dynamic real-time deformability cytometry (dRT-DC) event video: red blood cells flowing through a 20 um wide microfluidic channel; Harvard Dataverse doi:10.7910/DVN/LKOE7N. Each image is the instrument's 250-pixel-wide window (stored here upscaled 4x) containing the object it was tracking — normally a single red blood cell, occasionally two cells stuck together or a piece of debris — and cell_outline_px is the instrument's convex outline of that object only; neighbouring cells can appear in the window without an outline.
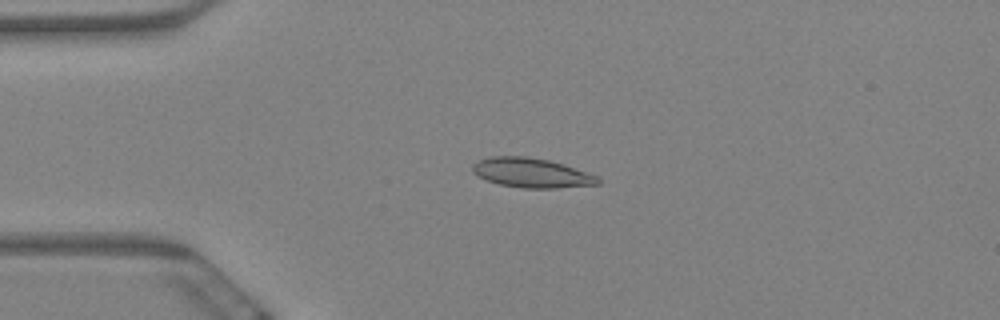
{"species": "Egyptian fruit bat (a non-hibernating species)", "species_latin": "Rousettus aegyptiacus", "temperature_condition": "warm", "stored_images_in_passage": 4, "camera_frame_rate_fps": 3000, "um_per_image_px": 0.085, "animal": {"sex": "female"}, "frame": {"image": 1, "passage_image": 3, "time_ms": 0.667, "image_size_px": [1000, 320], "cell_outline_px": [[600, 184], [556, 188], [520, 188], [500, 184], [488, 180], [472, 172], [472, 164], [476, 160], [488, 156], [528, 156], [548, 160], [564, 164], [596, 176], [600, 180]], "centroid_in_image_um": [45.14, 14.68], "position_along_channel_um": 39.9, "area_um2": 21.56}}